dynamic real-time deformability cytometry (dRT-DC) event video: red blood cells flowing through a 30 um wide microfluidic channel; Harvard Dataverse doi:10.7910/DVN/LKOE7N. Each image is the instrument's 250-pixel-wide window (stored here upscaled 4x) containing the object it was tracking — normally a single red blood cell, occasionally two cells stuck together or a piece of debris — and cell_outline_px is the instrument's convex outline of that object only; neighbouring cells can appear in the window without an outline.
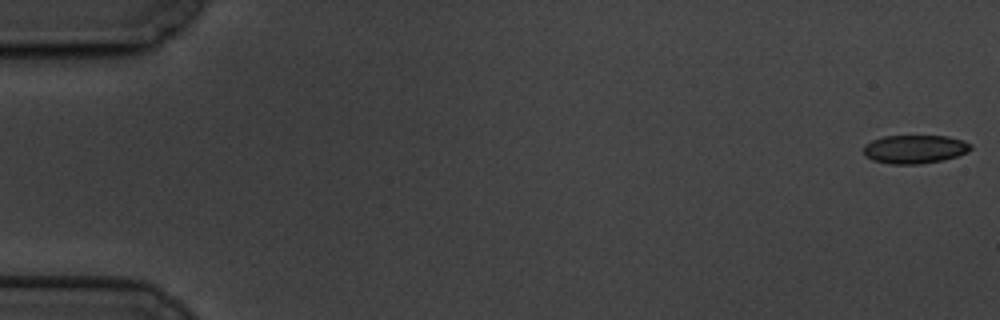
{"species": "common noctule bat (a hibernating species)", "species_latin": "Nyctalus noctula", "temperature_condition": "cold", "stored_images_in_passage": 13, "camera_frame_rate_fps": 3000, "um_per_image_px": 0.085, "animal": {"sex": "male", "body_mass_g": 19.5, "forearm_length_mm": 54.6}, "frame": {"image": 1, "passage_image": 1, "time_ms": 0.0, "image_size_px": [1000, 320], "cell_outline_px": [[972, 148], [968, 152], [944, 160], [916, 164], [892, 164], [872, 160], [864, 156], [864, 144], [872, 140], [884, 136], [948, 136], [964, 140], [972, 144]], "centroid_in_image_um": [77.76, 12.67], "position_along_channel_um": 7.2, "area_um2": 17.92}}